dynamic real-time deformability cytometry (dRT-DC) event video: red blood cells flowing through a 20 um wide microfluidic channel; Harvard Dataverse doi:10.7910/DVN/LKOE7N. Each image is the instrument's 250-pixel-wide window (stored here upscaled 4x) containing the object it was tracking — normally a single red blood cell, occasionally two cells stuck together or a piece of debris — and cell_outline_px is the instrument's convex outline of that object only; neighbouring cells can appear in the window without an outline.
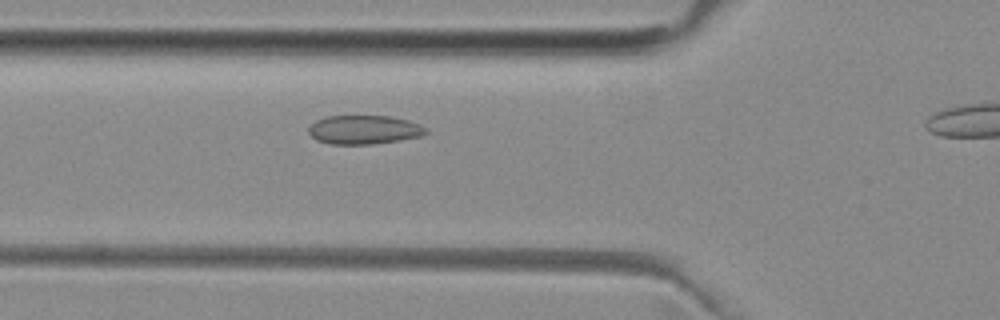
{"species": "common noctule bat (a hibernating species)", "species_latin": "Nyctalus noctula", "temperature_condition": "room temperature", "stored_images_in_passage": 33, "camera_frame_rate_fps": 3000, "um_per_image_px": 0.085, "animal": {"sex": "female", "body_mass_g": 29.2, "forearm_length_mm": 56.3}, "frame": {"image": 1, "passage_image": 9, "time_ms": 2.667, "image_size_px": [1000, 320], "cell_outline_px": [[428, 132], [420, 136], [400, 140], [372, 144], [328, 144], [316, 140], [308, 132], [308, 128], [316, 120], [324, 116], [388, 116], [408, 120], [420, 124], [428, 128]], "centroid_in_image_um": [30.94, 11.02], "position_along_channel_um": 94.9, "area_um2": 19.83}}
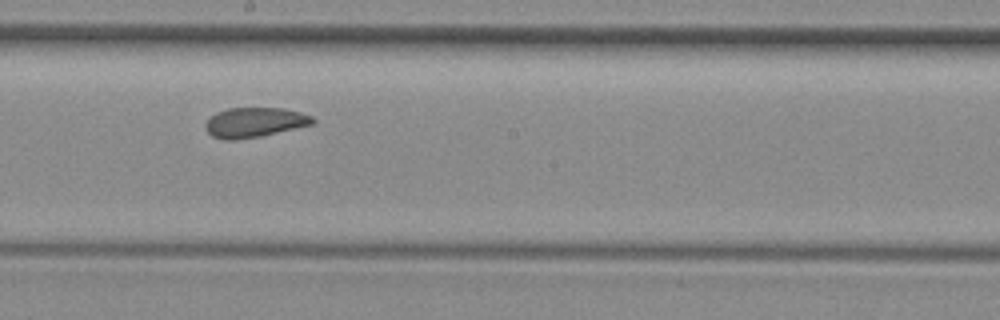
{"frame": {"image": 2, "passage_image": 19, "time_ms": 6.0, "image_size_px": [1000, 320], "cell_outline_px": [[316, 120], [312, 124], [260, 136], [232, 140], [224, 140], [212, 136], [204, 128], [204, 124], [216, 112], [228, 108], [284, 108], [300, 112], [312, 116]], "centroid_in_image_um": [21.61, 10.39], "position_along_channel_um": 226.6, "area_um2": 18.5}}
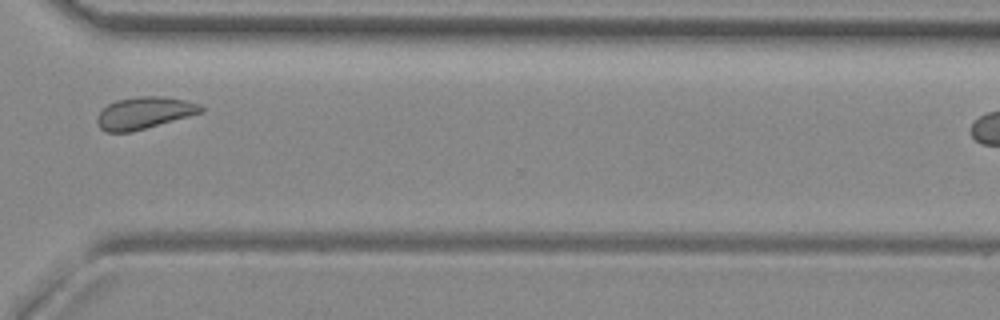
{"frame": {"image": 3, "passage_image": 29, "time_ms": 9.333, "image_size_px": [1000, 320], "cell_outline_px": [[204, 112], [132, 132], [104, 132], [96, 124], [96, 116], [108, 104], [116, 100], [140, 96], [160, 96], [184, 100], [200, 104], [204, 108]], "centroid_in_image_um": [12.24, 9.61], "position_along_channel_um": 358.4, "area_um2": 19.42}}